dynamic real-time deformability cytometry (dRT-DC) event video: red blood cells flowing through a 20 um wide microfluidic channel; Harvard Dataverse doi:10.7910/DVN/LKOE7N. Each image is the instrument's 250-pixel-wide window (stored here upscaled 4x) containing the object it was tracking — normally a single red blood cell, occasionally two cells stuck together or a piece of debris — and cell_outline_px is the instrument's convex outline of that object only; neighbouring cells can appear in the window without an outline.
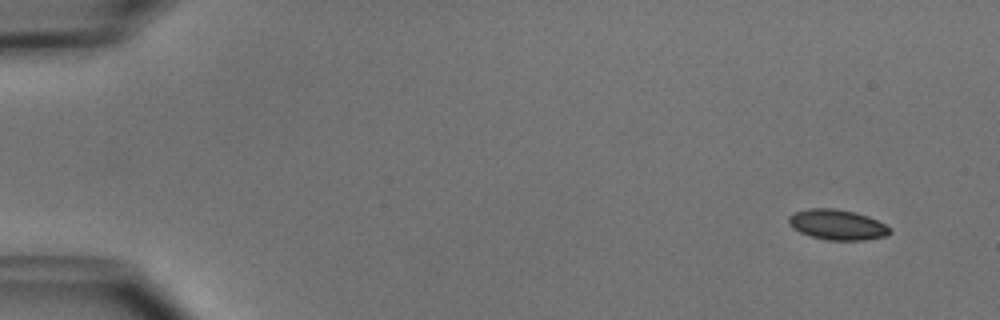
{"species": "common noctule bat (a hibernating species)", "species_latin": "Nyctalus noctula", "temperature_condition": "cold", "stored_images_in_passage": 6, "camera_frame_rate_fps": 3000, "um_per_image_px": 0.085, "animal": {"sex": "male", "body_mass_g": 15.6}, "frame": {"image": 1, "passage_image": 1, "time_ms": 0.0, "image_size_px": [1000, 320], "cell_outline_px": [[892, 232], [888, 236], [864, 240], [828, 240], [812, 236], [800, 232], [792, 228], [788, 224], [788, 216], [796, 212], [808, 208], [832, 208], [856, 212], [868, 216], [892, 228]], "centroid_in_image_um": [71.18, 19.1], "position_along_channel_um": 13.8, "area_um2": 17.98}}
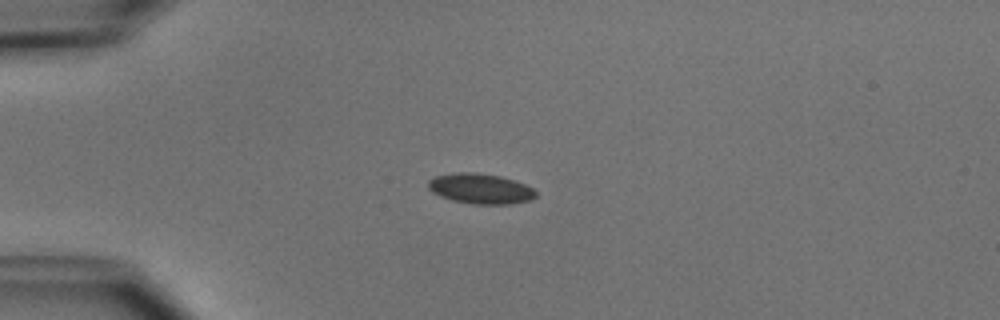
{"frame": {"image": 2, "passage_image": 4, "time_ms": 3.333, "image_size_px": [1000, 320], "cell_outline_px": [[536, 196], [532, 200], [508, 204], [472, 204], [452, 200], [440, 196], [432, 192], [428, 188], [428, 180], [436, 176], [456, 172], [476, 172], [500, 176], [524, 184], [532, 188], [536, 192]], "centroid_in_image_um": [40.82, 16.04], "position_along_channel_um": 44.2, "area_um2": 18.96}}